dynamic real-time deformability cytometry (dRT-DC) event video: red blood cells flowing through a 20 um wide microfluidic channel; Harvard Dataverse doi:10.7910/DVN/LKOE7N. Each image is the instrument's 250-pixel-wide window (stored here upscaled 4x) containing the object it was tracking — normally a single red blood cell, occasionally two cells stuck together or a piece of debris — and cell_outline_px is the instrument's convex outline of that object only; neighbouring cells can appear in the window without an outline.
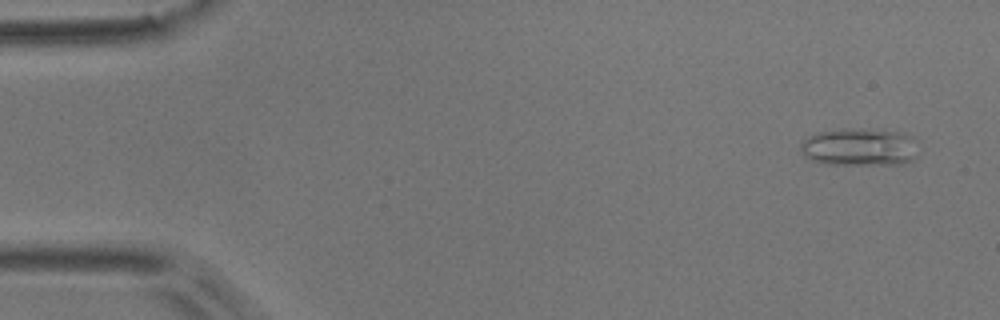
{"species": "common noctule bat (a hibernating species)", "species_latin": "Nyctalus noctula", "temperature_condition": "room temperature", "stored_images_in_passage": 5, "camera_frame_rate_fps": 3000, "um_per_image_px": 0.085, "animal": {"sex": "male", "body_mass_g": 17.9}, "frame": {"image": 1, "passage_image": 1, "time_ms": 0.0, "image_size_px": [1000, 320], "cell_outline_px": [[916, 156], [912, 160], [900, 164], [828, 164], [812, 160], [804, 156], [800, 152], [800, 144], [804, 140], [816, 132], [848, 128], [860, 128], [904, 132], [912, 136]], "centroid_in_image_um": [73.03, 12.49], "position_along_channel_um": 12.0, "area_um2": 25.89}}